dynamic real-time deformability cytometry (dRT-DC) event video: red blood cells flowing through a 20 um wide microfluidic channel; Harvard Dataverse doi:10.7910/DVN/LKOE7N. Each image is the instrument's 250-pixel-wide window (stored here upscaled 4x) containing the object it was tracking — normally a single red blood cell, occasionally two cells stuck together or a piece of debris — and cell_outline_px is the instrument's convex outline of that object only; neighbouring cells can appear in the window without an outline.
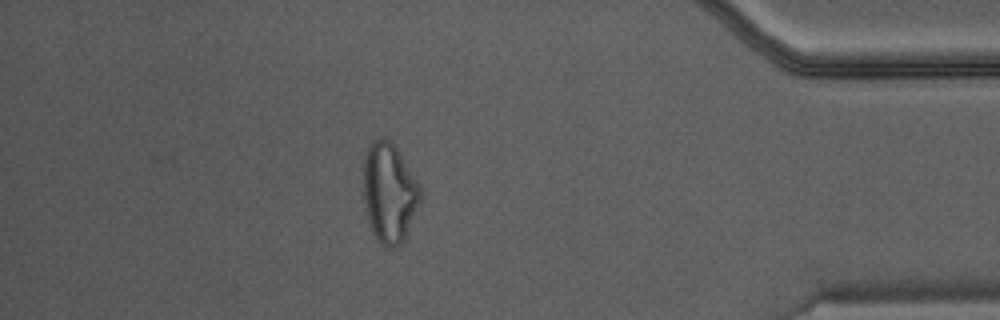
{"species": "Egyptian fruit bat (a non-hibernating species)", "species_latin": "Rousettus aegyptiacus", "temperature_condition": "warm", "stored_images_in_passage": 39, "camera_frame_rate_fps": 3000, "um_per_image_px": 0.085, "animal": {"sex": "male"}, "frame": {"image": 1, "passage_image": 34, "time_ms": 11.0, "image_size_px": [1000, 320], "cell_outline_px": [[420, 200], [404, 240], [400, 244], [392, 248], [384, 248], [372, 232], [368, 220], [364, 200], [364, 156], [368, 144], [372, 140], [380, 136], [384, 136], [400, 152], [420, 188]], "centroid_in_image_um": [33.05, 16.37], "position_along_channel_um": 402.1, "area_um2": 32.83}}